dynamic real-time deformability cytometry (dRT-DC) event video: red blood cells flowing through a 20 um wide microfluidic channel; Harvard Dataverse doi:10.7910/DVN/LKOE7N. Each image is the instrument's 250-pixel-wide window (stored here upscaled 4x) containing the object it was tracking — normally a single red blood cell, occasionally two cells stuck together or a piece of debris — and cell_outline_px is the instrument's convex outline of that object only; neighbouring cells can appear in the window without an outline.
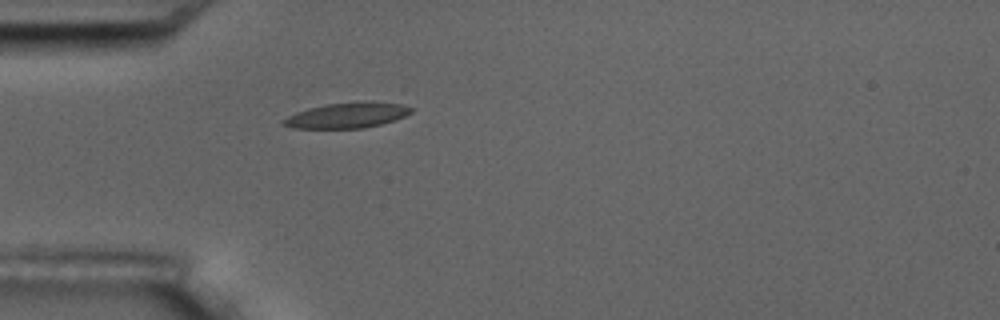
{"species": "common noctule bat (a hibernating species)", "species_latin": "Nyctalus noctula", "temperature_condition": "room temperature", "stored_images_in_passage": 1, "camera_frame_rate_fps": 3000, "um_per_image_px": 0.085, "animal": {"sex": "male", "body_mass_g": 17.5, "forearm_length_mm": 52.3}, "frame": {"image": 1, "passage_image": 1, "time_ms": 0.0, "image_size_px": [1000, 320], "cell_outline_px": [[412, 112], [404, 116], [380, 124], [364, 128], [292, 128], [280, 124], [288, 116], [296, 112], [308, 108], [324, 104], [364, 100], [372, 100], [400, 104], [412, 108]], "centroid_in_image_um": [29.49, 9.78], "position_along_channel_um": 55.5, "area_um2": 19.07}}